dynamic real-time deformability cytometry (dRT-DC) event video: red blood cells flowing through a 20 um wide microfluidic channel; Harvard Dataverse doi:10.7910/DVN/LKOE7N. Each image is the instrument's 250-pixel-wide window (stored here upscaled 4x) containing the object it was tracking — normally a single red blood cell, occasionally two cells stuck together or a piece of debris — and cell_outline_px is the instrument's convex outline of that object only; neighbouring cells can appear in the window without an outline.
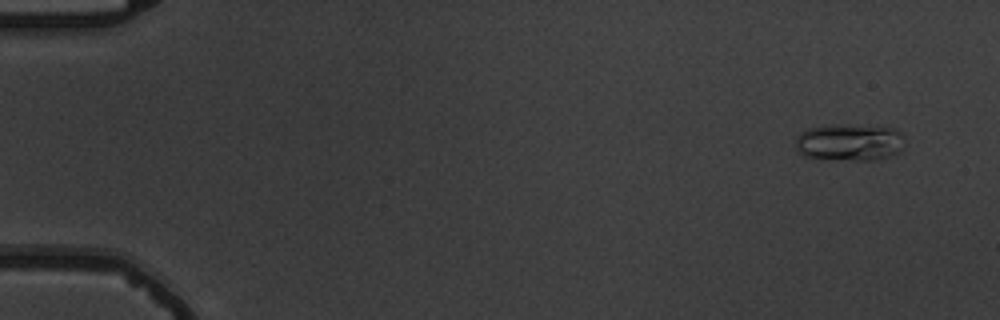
{"species": "common noctule bat (a hibernating species)", "species_latin": "Nyctalus noctula", "temperature_condition": "warm", "stored_images_in_passage": 6, "camera_frame_rate_fps": 3000, "um_per_image_px": 0.085, "animal": {"sex": "male", "body_mass_g": 19.5, "forearm_length_mm": 54.6}, "frame": {"image": 1, "passage_image": 1, "time_ms": 0.0, "image_size_px": [1000, 320], "cell_outline_px": [[900, 136], [896, 152], [888, 156], [872, 160], [856, 160], [804, 156], [796, 148], [796, 136], [800, 132], [808, 128], [836, 124], [896, 128], [900, 132]], "centroid_in_image_um": [72.1, 12.07], "position_along_channel_um": 12.9, "area_um2": 22.72}}